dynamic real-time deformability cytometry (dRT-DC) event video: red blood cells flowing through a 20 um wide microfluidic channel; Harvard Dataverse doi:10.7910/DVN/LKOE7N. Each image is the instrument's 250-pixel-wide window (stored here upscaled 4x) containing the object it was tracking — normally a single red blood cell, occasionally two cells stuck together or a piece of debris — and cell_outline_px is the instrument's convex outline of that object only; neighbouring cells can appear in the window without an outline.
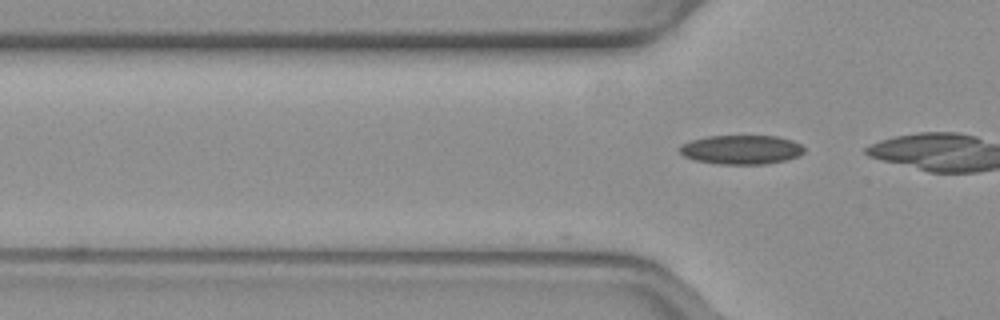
{"species": "common noctule bat (a hibernating species)", "species_latin": "Nyctalus noctula", "temperature_condition": "warm", "stored_images_in_passage": 14, "camera_frame_rate_fps": 3000, "um_per_image_px": 0.085, "animal": {"sex": "female", "body_mass_g": 19.3, "forearm_length_mm": 54.1}, "frame": {"image": 1, "passage_image": 14, "time_ms": 4.333, "image_size_px": [1000, 320], "cell_outline_px": [[804, 152], [800, 156], [784, 160], [764, 164], [716, 164], [696, 160], [684, 156], [680, 152], [680, 144], [692, 140], [708, 136], [776, 136], [792, 140], [800, 144], [804, 148]], "centroid_in_image_um": [63.02, 12.72], "position_along_channel_um": 62.8, "area_um2": 21.1}}